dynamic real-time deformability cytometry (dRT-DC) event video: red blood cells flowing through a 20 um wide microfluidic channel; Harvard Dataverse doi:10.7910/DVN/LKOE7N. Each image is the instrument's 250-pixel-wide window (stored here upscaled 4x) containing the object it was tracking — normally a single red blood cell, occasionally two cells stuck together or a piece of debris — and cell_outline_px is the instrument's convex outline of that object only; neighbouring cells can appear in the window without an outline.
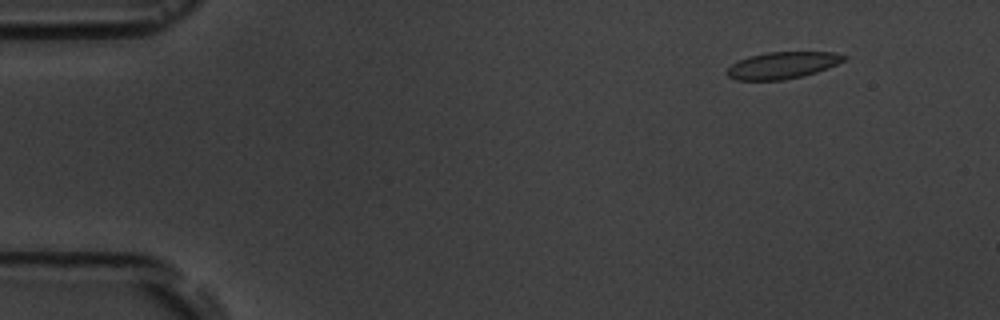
{"species": "common noctule bat (a hibernating species)", "species_latin": "Nyctalus noctula", "temperature_condition": "room temperature", "stored_images_in_passage": 5, "camera_frame_rate_fps": 3000, "um_per_image_px": 0.085, "animal": {"sex": "male", "body_mass_g": 19.5, "forearm_length_mm": 54.6}, "frame": {"image": 1, "passage_image": 2, "time_ms": 1.333, "image_size_px": [1000, 320], "cell_outline_px": [[848, 56], [844, 60], [828, 68], [804, 76], [784, 80], [736, 80], [728, 76], [724, 72], [732, 64], [748, 56], [768, 52], [832, 52]], "centroid_in_image_um": [66.49, 5.55], "position_along_channel_um": 18.5, "area_um2": 18.26}}
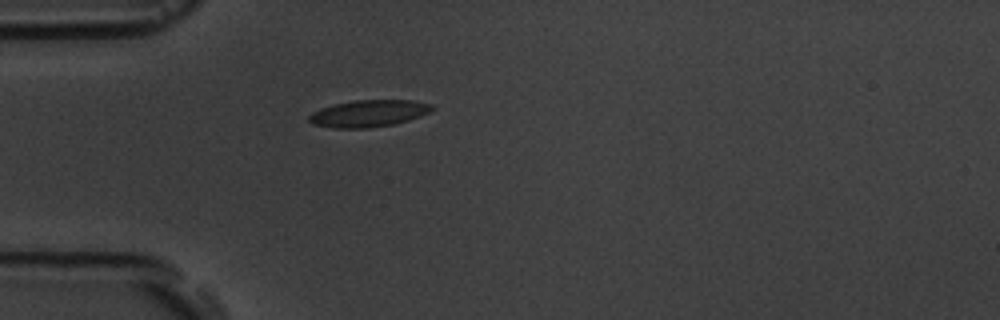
{"frame": {"image": 2, "passage_image": 5, "time_ms": 4.667, "image_size_px": [1000, 320], "cell_outline_px": [[436, 108], [420, 116], [408, 120], [392, 124], [368, 128], [332, 128], [312, 124], [308, 120], [308, 116], [312, 112], [320, 108], [336, 104], [356, 100], [412, 100], [432, 104]], "centroid_in_image_um": [31.32, 9.64], "position_along_channel_um": 53.7, "area_um2": 19.25}}